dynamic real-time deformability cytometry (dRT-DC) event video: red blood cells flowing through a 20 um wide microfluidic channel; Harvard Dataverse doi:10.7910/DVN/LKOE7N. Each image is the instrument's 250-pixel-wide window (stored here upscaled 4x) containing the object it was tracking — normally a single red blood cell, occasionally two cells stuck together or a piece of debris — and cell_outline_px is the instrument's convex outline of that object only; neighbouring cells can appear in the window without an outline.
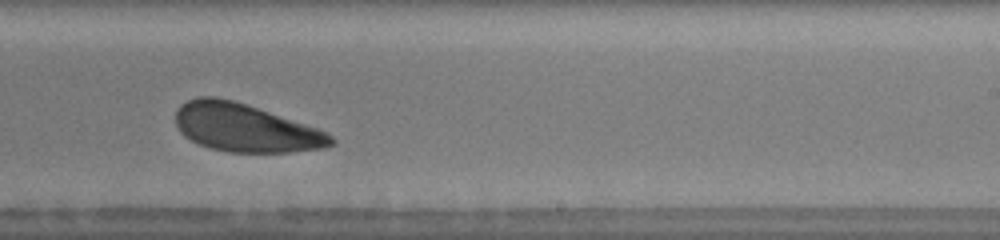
{"species": "human", "species_latin": "Homo sapiens", "temperature_condition": "warm", "stored_images_in_passage": 38, "camera_frame_rate_fps": 3000, "um_per_image_px": 0.085, "donor": {"sex": "male"}, "frame": {"image": 1, "passage_image": 23, "time_ms": 6.333, "image_size_px": [1000, 240], "cell_outline_px": [[336, 144], [324, 148], [288, 152], [228, 152], [208, 148], [184, 136], [180, 132], [176, 124], [176, 112], [180, 104], [188, 100], [200, 96], [212, 96], [232, 100], [320, 128], [332, 136], [336, 140]], "centroid_in_image_um": [20.87, 10.87], "position_along_channel_um": 268.1, "area_um2": 43.52}}